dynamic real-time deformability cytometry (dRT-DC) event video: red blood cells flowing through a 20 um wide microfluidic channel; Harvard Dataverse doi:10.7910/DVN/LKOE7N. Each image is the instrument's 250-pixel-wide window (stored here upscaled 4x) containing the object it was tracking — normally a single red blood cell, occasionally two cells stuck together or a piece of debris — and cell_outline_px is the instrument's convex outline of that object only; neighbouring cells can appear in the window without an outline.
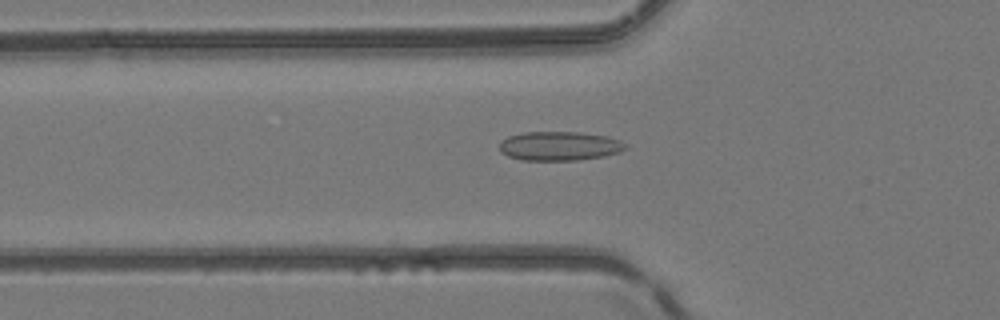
{"species": "common noctule bat (a hibernating species)", "species_latin": "Nyctalus noctula", "temperature_condition": "room temperature", "stored_images_in_passage": 50, "camera_frame_rate_fps": 3000, "um_per_image_px": 0.085, "animal": {"sex": "female", "body_mass_g": 24.6, "forearm_length_mm": 56.2}, "frame": {"image": 1, "passage_image": 18, "time_ms": 5.667, "image_size_px": [1000, 320], "cell_outline_px": [[628, 148], [620, 152], [604, 156], [580, 160], [520, 160], [508, 156], [500, 152], [500, 140], [508, 136], [524, 132], [576, 132], [608, 136], [620, 140], [628, 144]], "centroid_in_image_um": [47.57, 12.41], "position_along_channel_um": 78.2, "area_um2": 21.62}}
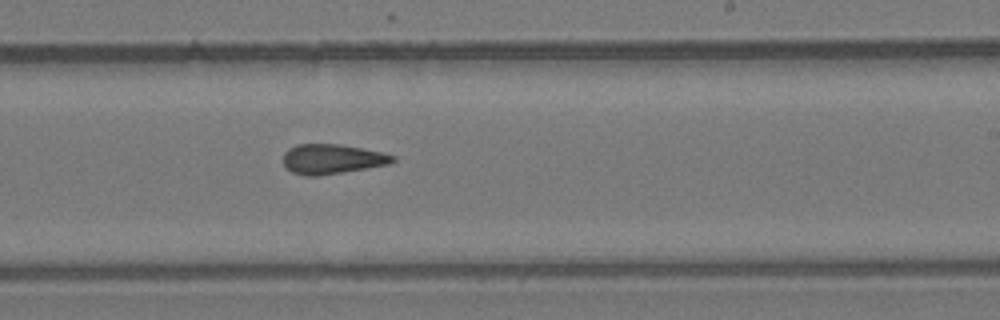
{"frame": {"image": 2, "passage_image": 31, "time_ms": 10.0, "image_size_px": [1000, 320], "cell_outline_px": [[396, 160], [388, 164], [316, 176], [304, 176], [292, 172], [284, 168], [284, 152], [288, 148], [300, 144], [340, 144], [380, 152], [396, 156]], "centroid_in_image_um": [28.17, 13.51], "position_along_channel_um": 260.8, "area_um2": 18.79}}
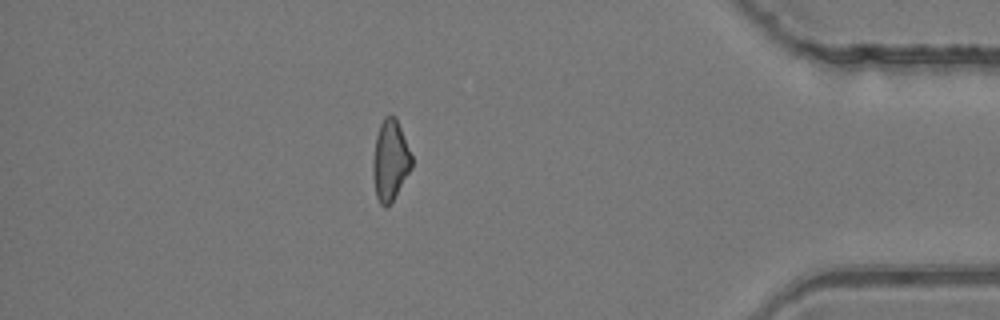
{"frame": {"image": 3, "passage_image": 44, "time_ms": 14.333, "image_size_px": [1000, 320], "cell_outline_px": [[412, 168], [392, 200], [384, 208], [380, 204], [376, 196], [372, 172], [372, 160], [376, 136], [380, 124], [384, 116], [396, 116], [412, 156]], "centroid_in_image_um": [33.16, 13.61], "position_along_channel_um": 402.0, "area_um2": 18.15}, "authors_computed_cell_mechanics": {"area_um2": 19.1896, "velocity_mm_per_s": 4.1896, "shape_relaxation_time_tau1_ms": null, "shape_relaxation_time_tau2_ms": 3.6157, "deformation_change_tau1": null, "deformation_change_tau2": 0.1158}}